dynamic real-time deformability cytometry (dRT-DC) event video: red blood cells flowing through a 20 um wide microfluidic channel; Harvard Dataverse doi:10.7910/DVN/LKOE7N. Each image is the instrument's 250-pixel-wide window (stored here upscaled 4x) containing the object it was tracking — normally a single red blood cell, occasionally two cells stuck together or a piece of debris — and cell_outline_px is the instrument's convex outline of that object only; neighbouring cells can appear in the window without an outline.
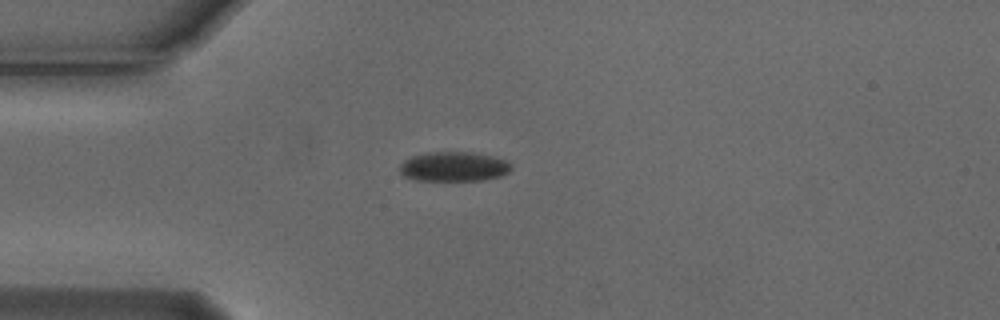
{"species": "Egyptian fruit bat (a non-hibernating species)", "species_latin": "Rousettus aegyptiacus", "temperature_condition": "cold", "stored_images_in_passage": 1, "camera_frame_rate_fps": 3000, "um_per_image_px": 0.085, "animal": {"sex": "male"}, "frame": {"image": 1, "passage_image": 1, "time_ms": 0.0, "image_size_px": [1000, 320], "cell_outline_px": [[512, 168], [508, 172], [500, 176], [484, 180], [416, 180], [404, 176], [400, 172], [400, 164], [404, 160], [412, 156], [428, 152], [472, 152], [492, 156], [508, 160], [512, 164]], "centroid_in_image_um": [38.59, 14.15], "position_along_channel_um": 46.4, "area_um2": 19.31}}